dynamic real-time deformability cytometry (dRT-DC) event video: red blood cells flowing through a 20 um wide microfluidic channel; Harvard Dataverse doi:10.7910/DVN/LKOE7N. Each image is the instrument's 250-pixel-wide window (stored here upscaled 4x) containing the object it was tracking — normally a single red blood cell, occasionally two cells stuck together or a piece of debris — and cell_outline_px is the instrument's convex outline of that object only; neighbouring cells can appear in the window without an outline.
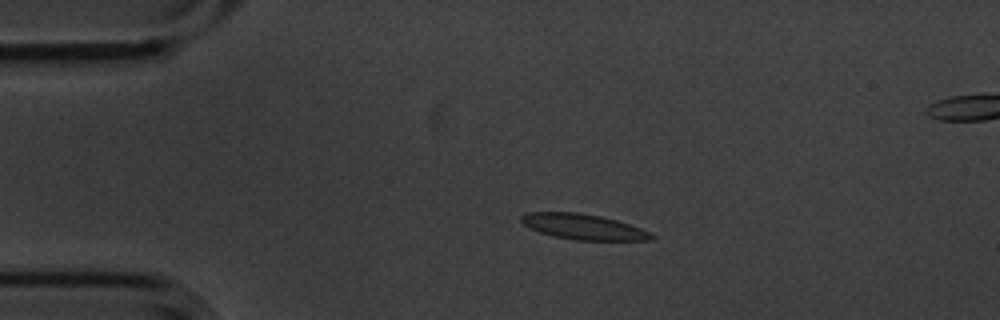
{"species": "common noctule bat (a hibernating species)", "species_latin": "Nyctalus noctula", "temperature_condition": "cold", "stored_images_in_passage": 5, "segment_of_instrument_passage": [1, 2], "camera_frame_rate_fps": 3000, "um_per_image_px": 0.085, "animal": {"sex": "male", "body_mass_g": 20.1, "forearm_length_mm": 53.5}, "frame": {"image": 1, "passage_image": 3, "time_ms": 0.667, "image_size_px": [1000, 320], "cell_outline_px": [[656, 236], [652, 240], [576, 240], [552, 236], [540, 232], [524, 224], [520, 220], [520, 216], [528, 212], [576, 212], [600, 216], [616, 220], [640, 228]], "centroid_in_image_um": [49.57, 19.27], "position_along_channel_um": 35.4, "area_um2": 19.13}}